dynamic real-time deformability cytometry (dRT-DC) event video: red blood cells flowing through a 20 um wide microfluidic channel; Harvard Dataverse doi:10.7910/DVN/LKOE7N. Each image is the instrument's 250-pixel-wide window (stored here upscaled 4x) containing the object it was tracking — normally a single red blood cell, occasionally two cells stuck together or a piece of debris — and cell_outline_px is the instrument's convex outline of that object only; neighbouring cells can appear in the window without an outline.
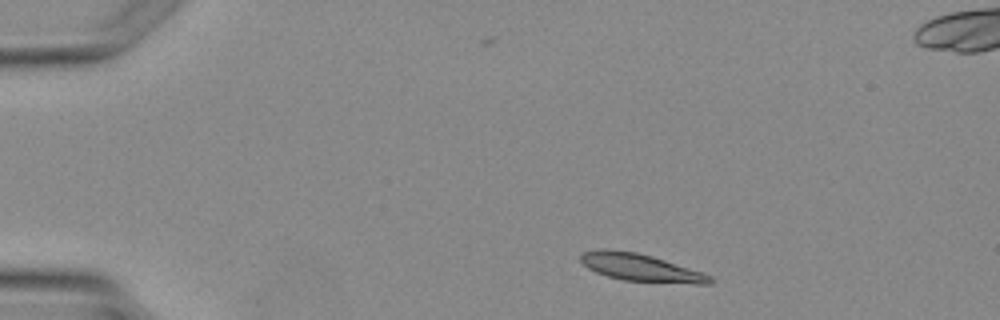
{"species": "Egyptian fruit bat (a non-hibernating species)", "species_latin": "Rousettus aegyptiacus", "temperature_condition": "warm", "stored_images_in_passage": 3, "segment_of_instrument_passage": [1, 2], "camera_frame_rate_fps": 3000, "um_per_image_px": 0.085, "animal": {"sex": "female"}, "frame": {"image": 1, "passage_image": 1, "time_ms": 0.0, "image_size_px": [1000, 320], "cell_outline_px": [[716, 280], [712, 284], [696, 284], [624, 280], [608, 276], [596, 272], [588, 268], [580, 260], [580, 252], [604, 248], [636, 252], [652, 256], [704, 272], [712, 276]], "centroid_in_image_um": [54.5, 22.74], "position_along_channel_um": 30.5, "area_um2": 20.87}}